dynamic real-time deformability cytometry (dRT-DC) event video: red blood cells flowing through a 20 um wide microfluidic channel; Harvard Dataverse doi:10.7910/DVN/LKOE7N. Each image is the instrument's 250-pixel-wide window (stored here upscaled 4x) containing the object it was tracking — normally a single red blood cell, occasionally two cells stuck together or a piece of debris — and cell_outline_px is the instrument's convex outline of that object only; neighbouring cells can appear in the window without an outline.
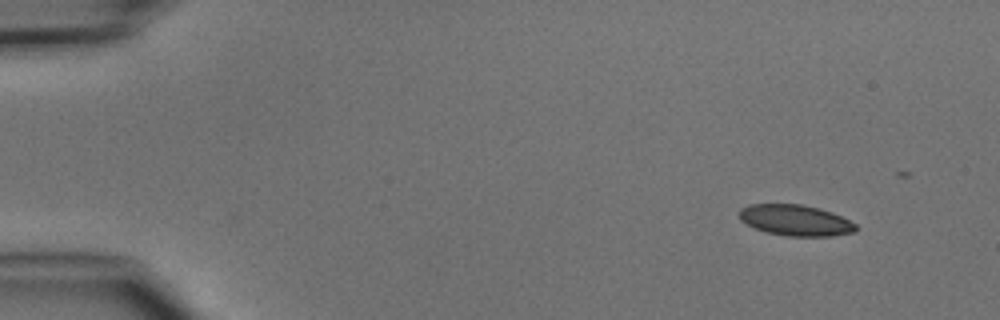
{"species": "common noctule bat (a hibernating species)", "species_latin": "Nyctalus noctula", "temperature_condition": "cold", "stored_images_in_passage": 5, "camera_frame_rate_fps": 3000, "um_per_image_px": 0.085, "animal": {"sex": "male", "body_mass_g": 15.6}, "frame": {"image": 1, "passage_image": 1, "time_ms": 0.0, "image_size_px": [1000, 320], "cell_outline_px": [[856, 232], [832, 236], [788, 236], [768, 232], [756, 228], [740, 220], [740, 208], [748, 204], [800, 204], [832, 212], [856, 224]], "centroid_in_image_um": [67.62, 18.72], "position_along_channel_um": 17.4, "area_um2": 20.81}}
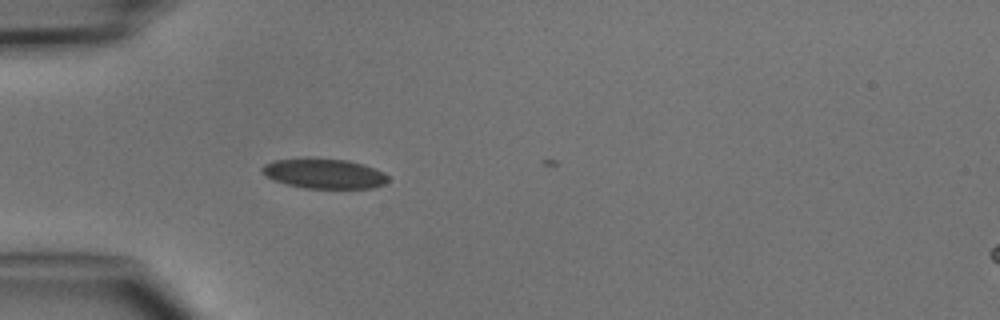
{"frame": {"image": 2, "passage_image": 4, "time_ms": 3.333, "image_size_px": [1000, 320], "cell_outline_px": [[388, 180], [384, 184], [372, 188], [304, 188], [272, 180], [260, 172], [260, 168], [264, 164], [272, 160], [308, 156], [348, 160], [364, 164], [384, 172], [388, 176]], "centroid_in_image_um": [27.49, 14.72], "position_along_channel_um": 57.5, "area_um2": 22.6}}